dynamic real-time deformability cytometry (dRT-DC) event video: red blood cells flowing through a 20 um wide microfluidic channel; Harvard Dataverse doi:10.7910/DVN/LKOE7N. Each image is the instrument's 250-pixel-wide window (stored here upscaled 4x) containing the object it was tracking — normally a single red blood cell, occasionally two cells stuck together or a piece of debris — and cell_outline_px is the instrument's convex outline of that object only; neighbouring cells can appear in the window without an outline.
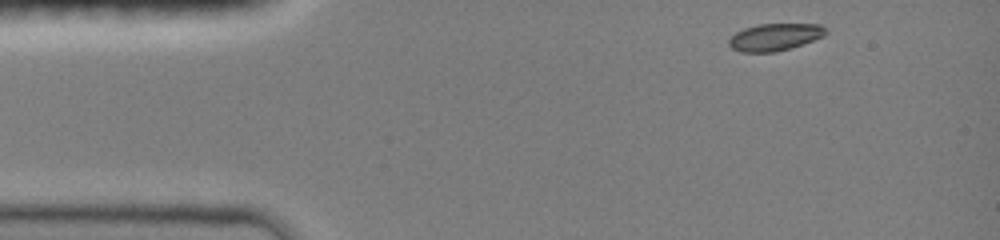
{"species": "common noctule bat (a hibernating species)", "species_latin": "Nyctalus noctula", "temperature_condition": "room temperature", "stored_images_in_passage": 40, "camera_frame_rate_fps": 3000, "um_per_image_px": 0.085, "animal": {"sex": "female", "body_mass_g": 19.0, "forearm_length_mm": 51.5}, "frame": {"image": 1, "passage_image": 1, "time_ms": 0.0, "image_size_px": [1000, 240], "cell_outline_px": [[828, 32], [824, 36], [792, 48], [776, 52], [740, 52], [732, 48], [728, 44], [728, 40], [736, 32], [744, 28], [760, 24], [820, 24], [828, 28]], "centroid_in_image_um": [65.89, 3.15], "position_along_channel_um": 19.1, "area_um2": 15.49}}
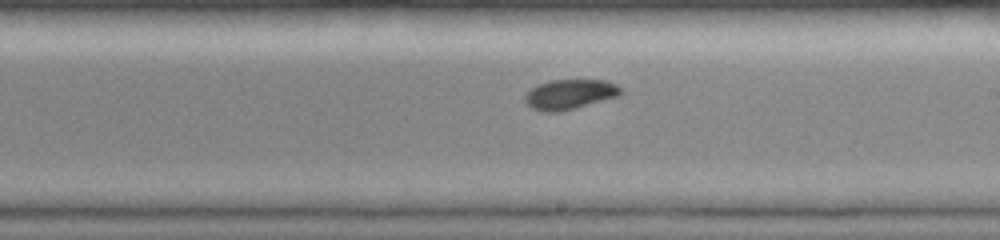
{"frame": {"image": 2, "passage_image": 23, "time_ms": 7.333, "image_size_px": [1000, 240], "cell_outline_px": [[624, 92], [620, 96], [556, 112], [544, 112], [532, 108], [524, 100], [524, 96], [532, 88], [540, 84], [552, 80], [604, 80], [616, 84]], "centroid_in_image_um": [48.45, 8.01], "position_along_channel_um": 240.5, "area_um2": 16.42}}
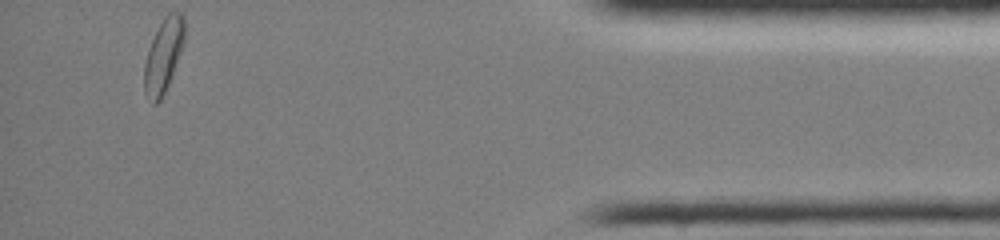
{"frame": {"image": 3, "passage_image": 40, "time_ms": 13.0, "image_size_px": [1000, 240], "cell_outline_px": [[184, 40], [180, 52], [168, 84], [160, 100], [156, 104], [152, 104], [144, 92], [144, 64], [148, 48], [164, 16], [168, 12], [180, 12], [184, 16]], "centroid_in_image_um": [13.87, 4.72], "position_along_channel_um": 421.3, "area_um2": 16.99}, "authors_computed_cell_mechanics": {"area_um2": 16.4152, "velocity_mm_per_s": 4.013, "shape_relaxation_time_tau1_ms": 3.0354, "shape_relaxation_time_tau2_ms": null, "deformation_change_tau1": 0.1177, "deformation_change_tau2": null}}